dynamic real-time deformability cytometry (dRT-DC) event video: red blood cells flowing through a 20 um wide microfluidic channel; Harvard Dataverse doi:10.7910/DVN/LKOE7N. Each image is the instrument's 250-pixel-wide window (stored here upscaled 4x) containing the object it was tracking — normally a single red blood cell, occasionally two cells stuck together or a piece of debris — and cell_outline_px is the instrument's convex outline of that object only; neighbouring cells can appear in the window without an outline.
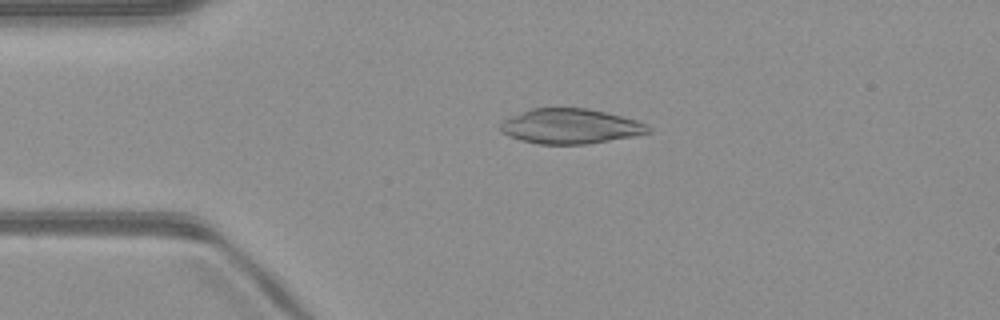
{"species": "common noctule bat (a hibernating species)", "species_latin": "Nyctalus noctula", "temperature_condition": "warm", "stored_images_in_passage": 50, "camera_frame_rate_fps": 3000, "um_per_image_px": 0.085, "animal": {"sex": "male", "body_mass_g": 23.1, "forearm_length_mm": 52.7}, "frame": {"image": 1, "passage_image": 11, "time_ms": 3.333, "image_size_px": [1000, 320], "cell_outline_px": [[652, 132], [632, 136], [584, 144], [540, 144], [520, 140], [508, 136], [500, 128], [500, 124], [504, 120], [512, 116], [532, 108], [588, 108], [636, 120], [648, 124], [652, 128]], "centroid_in_image_um": [48.5, 10.73], "position_along_channel_um": 36.5, "area_um2": 29.82}}
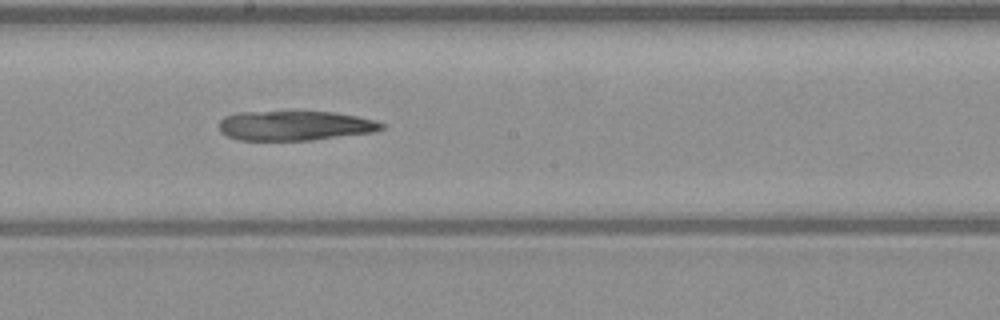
{"frame": {"image": 2, "passage_image": 27, "time_ms": 8.667, "image_size_px": [1000, 320], "cell_outline_px": [[384, 128], [372, 132], [312, 140], [240, 140], [228, 136], [220, 132], [220, 120], [224, 116], [236, 112], [332, 112], [356, 116], [376, 120], [384, 124]], "centroid_in_image_um": [25.05, 10.68], "position_along_channel_um": 223.2, "area_um2": 27.92}}
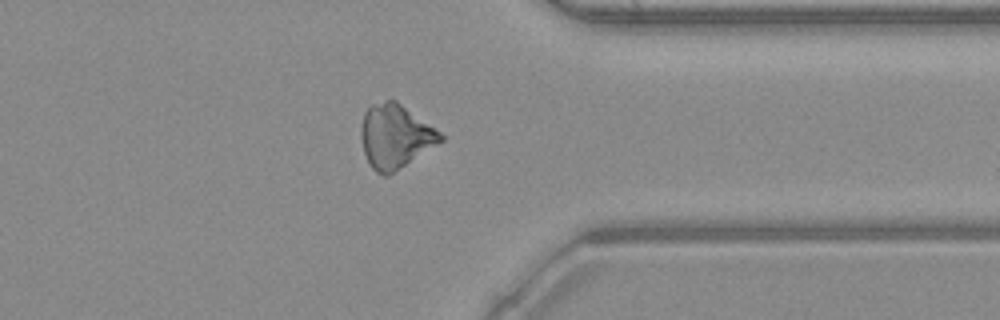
{"frame": {"image": 3, "passage_image": 39, "time_ms": 12.667, "image_size_px": [1000, 320], "cell_outline_px": [[444, 140], [388, 176], [384, 176], [376, 172], [372, 168], [364, 152], [360, 136], [360, 128], [364, 112], [372, 104], [384, 100], [396, 100], [440, 132], [444, 136]], "centroid_in_image_um": [33.57, 11.59], "position_along_channel_um": 377.8, "area_um2": 29.42}}